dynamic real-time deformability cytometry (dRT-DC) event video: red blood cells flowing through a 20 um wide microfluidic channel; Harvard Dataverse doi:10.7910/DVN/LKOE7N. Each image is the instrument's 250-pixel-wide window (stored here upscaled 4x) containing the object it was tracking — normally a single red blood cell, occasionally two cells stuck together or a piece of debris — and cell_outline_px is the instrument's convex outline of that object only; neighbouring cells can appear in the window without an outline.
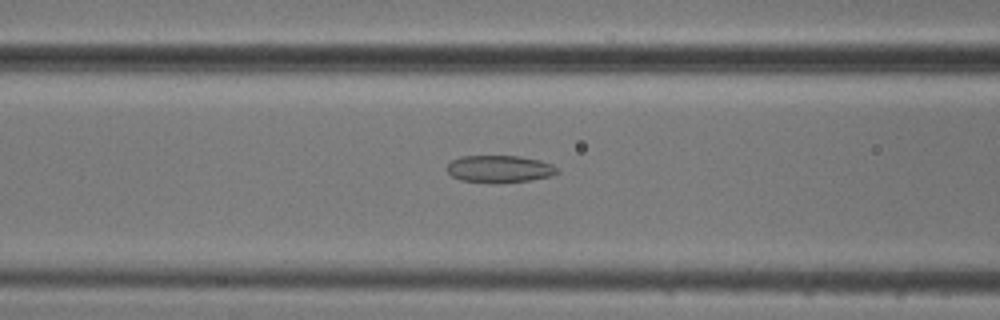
{"species": "common noctule bat (a hibernating species)", "species_latin": "Nyctalus noctula", "temperature_condition": "cold", "stored_images_in_passage": 34, "camera_frame_rate_fps": 3000, "um_per_image_px": 0.085, "animal": {"sex": "male", "body_mass_g": 20.5, "forearm_length_mm": 52.5}, "frame": {"image": 1, "passage_image": 7, "time_ms": 2.0, "image_size_px": [1000, 320], "cell_outline_px": [[560, 172], [552, 176], [528, 180], [460, 180], [452, 176], [448, 172], [448, 164], [452, 160], [460, 156], [520, 156], [540, 160], [552, 164], [560, 168]], "centroid_in_image_um": [42.52, 14.31], "position_along_channel_um": 124.1, "area_um2": 16.76}}
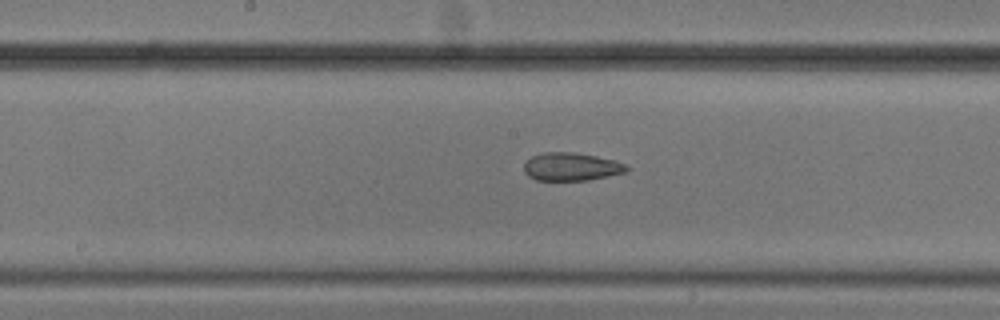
{"frame": {"image": 2, "passage_image": 13, "time_ms": 4.0, "image_size_px": [1000, 320], "cell_outline_px": [[628, 172], [588, 180], [536, 180], [528, 176], [524, 172], [524, 164], [532, 156], [544, 152], [576, 152], [616, 160], [624, 164], [628, 168]], "centroid_in_image_um": [48.57, 14.17], "position_along_channel_um": 199.6, "area_um2": 16.82}}
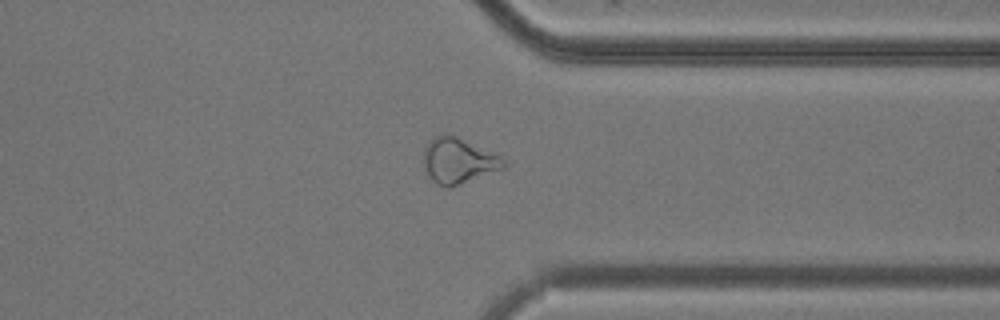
{"frame": {"image": 3, "passage_image": 27, "time_ms": 8.667, "image_size_px": [1000, 320], "cell_outline_px": [[504, 168], [448, 188], [436, 184], [428, 176], [424, 164], [424, 148], [428, 140], [440, 132], [444, 132], [456, 136], [500, 156], [504, 160]], "centroid_in_image_um": [38.9, 13.64], "position_along_channel_um": 372.5, "area_um2": 21.1}}